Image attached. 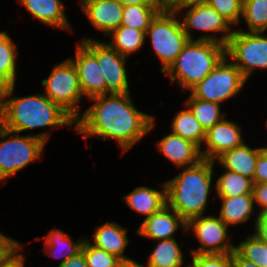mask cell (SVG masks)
Masks as SVG:
<instances>
[{
    "instance_id": "40",
    "label": "cell",
    "mask_w": 267,
    "mask_h": 267,
    "mask_svg": "<svg viewBox=\"0 0 267 267\" xmlns=\"http://www.w3.org/2000/svg\"><path fill=\"white\" fill-rule=\"evenodd\" d=\"M209 0H175L168 8L170 10H183L195 6L208 4Z\"/></svg>"
},
{
    "instance_id": "8",
    "label": "cell",
    "mask_w": 267,
    "mask_h": 267,
    "mask_svg": "<svg viewBox=\"0 0 267 267\" xmlns=\"http://www.w3.org/2000/svg\"><path fill=\"white\" fill-rule=\"evenodd\" d=\"M247 80L235 64L225 56L220 63L195 87L190 90L193 98L223 105L236 98Z\"/></svg>"
},
{
    "instance_id": "4",
    "label": "cell",
    "mask_w": 267,
    "mask_h": 267,
    "mask_svg": "<svg viewBox=\"0 0 267 267\" xmlns=\"http://www.w3.org/2000/svg\"><path fill=\"white\" fill-rule=\"evenodd\" d=\"M226 56V46L217 42L188 40L175 61L163 73L181 91L189 92Z\"/></svg>"
},
{
    "instance_id": "28",
    "label": "cell",
    "mask_w": 267,
    "mask_h": 267,
    "mask_svg": "<svg viewBox=\"0 0 267 267\" xmlns=\"http://www.w3.org/2000/svg\"><path fill=\"white\" fill-rule=\"evenodd\" d=\"M218 165L223 172L215 180V195L217 197L231 198L240 194H253V182L250 178L224 169L219 163Z\"/></svg>"
},
{
    "instance_id": "17",
    "label": "cell",
    "mask_w": 267,
    "mask_h": 267,
    "mask_svg": "<svg viewBox=\"0 0 267 267\" xmlns=\"http://www.w3.org/2000/svg\"><path fill=\"white\" fill-rule=\"evenodd\" d=\"M156 148L176 168L190 167L203 159L201 150L196 144L171 131L156 141Z\"/></svg>"
},
{
    "instance_id": "39",
    "label": "cell",
    "mask_w": 267,
    "mask_h": 267,
    "mask_svg": "<svg viewBox=\"0 0 267 267\" xmlns=\"http://www.w3.org/2000/svg\"><path fill=\"white\" fill-rule=\"evenodd\" d=\"M24 246V244H21L0 263V267H24L26 264V256L23 254Z\"/></svg>"
},
{
    "instance_id": "22",
    "label": "cell",
    "mask_w": 267,
    "mask_h": 267,
    "mask_svg": "<svg viewBox=\"0 0 267 267\" xmlns=\"http://www.w3.org/2000/svg\"><path fill=\"white\" fill-rule=\"evenodd\" d=\"M262 147L252 148L246 141L239 147L225 151L215 163H219L224 169L238 173L253 181L256 164Z\"/></svg>"
},
{
    "instance_id": "18",
    "label": "cell",
    "mask_w": 267,
    "mask_h": 267,
    "mask_svg": "<svg viewBox=\"0 0 267 267\" xmlns=\"http://www.w3.org/2000/svg\"><path fill=\"white\" fill-rule=\"evenodd\" d=\"M128 232L127 227L120 225L116 221H106L96 226L92 238L86 236V239L89 240L92 245L116 256L121 261H125L132 259L125 255V250L130 243Z\"/></svg>"
},
{
    "instance_id": "31",
    "label": "cell",
    "mask_w": 267,
    "mask_h": 267,
    "mask_svg": "<svg viewBox=\"0 0 267 267\" xmlns=\"http://www.w3.org/2000/svg\"><path fill=\"white\" fill-rule=\"evenodd\" d=\"M242 21L246 23L247 30L237 27L243 32L267 31V0H243Z\"/></svg>"
},
{
    "instance_id": "29",
    "label": "cell",
    "mask_w": 267,
    "mask_h": 267,
    "mask_svg": "<svg viewBox=\"0 0 267 267\" xmlns=\"http://www.w3.org/2000/svg\"><path fill=\"white\" fill-rule=\"evenodd\" d=\"M164 8V5H124L121 26L132 27L146 33L151 21Z\"/></svg>"
},
{
    "instance_id": "20",
    "label": "cell",
    "mask_w": 267,
    "mask_h": 267,
    "mask_svg": "<svg viewBox=\"0 0 267 267\" xmlns=\"http://www.w3.org/2000/svg\"><path fill=\"white\" fill-rule=\"evenodd\" d=\"M221 200L220 210L217 213L218 217L224 221L230 228L239 224L249 222L251 216L255 213L254 226L252 227L255 231L256 225L259 221V212L255 207L253 194H240L231 198L218 197Z\"/></svg>"
},
{
    "instance_id": "30",
    "label": "cell",
    "mask_w": 267,
    "mask_h": 267,
    "mask_svg": "<svg viewBox=\"0 0 267 267\" xmlns=\"http://www.w3.org/2000/svg\"><path fill=\"white\" fill-rule=\"evenodd\" d=\"M183 104L191 110L205 131L227 117V114L221 111L222 105L193 98L190 94Z\"/></svg>"
},
{
    "instance_id": "44",
    "label": "cell",
    "mask_w": 267,
    "mask_h": 267,
    "mask_svg": "<svg viewBox=\"0 0 267 267\" xmlns=\"http://www.w3.org/2000/svg\"><path fill=\"white\" fill-rule=\"evenodd\" d=\"M124 5L139 4V5H163L160 0H115Z\"/></svg>"
},
{
    "instance_id": "34",
    "label": "cell",
    "mask_w": 267,
    "mask_h": 267,
    "mask_svg": "<svg viewBox=\"0 0 267 267\" xmlns=\"http://www.w3.org/2000/svg\"><path fill=\"white\" fill-rule=\"evenodd\" d=\"M208 4L233 28L241 24L243 0H209Z\"/></svg>"
},
{
    "instance_id": "38",
    "label": "cell",
    "mask_w": 267,
    "mask_h": 267,
    "mask_svg": "<svg viewBox=\"0 0 267 267\" xmlns=\"http://www.w3.org/2000/svg\"><path fill=\"white\" fill-rule=\"evenodd\" d=\"M22 243L0 231V263L14 252Z\"/></svg>"
},
{
    "instance_id": "15",
    "label": "cell",
    "mask_w": 267,
    "mask_h": 267,
    "mask_svg": "<svg viewBox=\"0 0 267 267\" xmlns=\"http://www.w3.org/2000/svg\"><path fill=\"white\" fill-rule=\"evenodd\" d=\"M186 228L187 222L175 210L165 205L160 211L143 219L136 234L150 241H159L175 238L178 230L188 235Z\"/></svg>"
},
{
    "instance_id": "24",
    "label": "cell",
    "mask_w": 267,
    "mask_h": 267,
    "mask_svg": "<svg viewBox=\"0 0 267 267\" xmlns=\"http://www.w3.org/2000/svg\"><path fill=\"white\" fill-rule=\"evenodd\" d=\"M181 243L175 238L156 241L154 249L147 256L146 267H186Z\"/></svg>"
},
{
    "instance_id": "35",
    "label": "cell",
    "mask_w": 267,
    "mask_h": 267,
    "mask_svg": "<svg viewBox=\"0 0 267 267\" xmlns=\"http://www.w3.org/2000/svg\"><path fill=\"white\" fill-rule=\"evenodd\" d=\"M186 267H233L232 253L227 254H193Z\"/></svg>"
},
{
    "instance_id": "41",
    "label": "cell",
    "mask_w": 267,
    "mask_h": 267,
    "mask_svg": "<svg viewBox=\"0 0 267 267\" xmlns=\"http://www.w3.org/2000/svg\"><path fill=\"white\" fill-rule=\"evenodd\" d=\"M57 267H87L86 258L81 251L77 255L68 258L64 263Z\"/></svg>"
},
{
    "instance_id": "2",
    "label": "cell",
    "mask_w": 267,
    "mask_h": 267,
    "mask_svg": "<svg viewBox=\"0 0 267 267\" xmlns=\"http://www.w3.org/2000/svg\"><path fill=\"white\" fill-rule=\"evenodd\" d=\"M15 87L16 85H12L3 89L0 101L1 126L21 134L28 132V135H34L46 144L50 140L52 129L66 126L67 129L74 127L75 130V120L43 92L19 96L14 94ZM40 128L48 130L36 134L29 132Z\"/></svg>"
},
{
    "instance_id": "25",
    "label": "cell",
    "mask_w": 267,
    "mask_h": 267,
    "mask_svg": "<svg viewBox=\"0 0 267 267\" xmlns=\"http://www.w3.org/2000/svg\"><path fill=\"white\" fill-rule=\"evenodd\" d=\"M18 46L7 31H0V85L5 88L16 85Z\"/></svg>"
},
{
    "instance_id": "5",
    "label": "cell",
    "mask_w": 267,
    "mask_h": 267,
    "mask_svg": "<svg viewBox=\"0 0 267 267\" xmlns=\"http://www.w3.org/2000/svg\"><path fill=\"white\" fill-rule=\"evenodd\" d=\"M46 143L34 135L8 130L0 125V182L18 176V172L43 157Z\"/></svg>"
},
{
    "instance_id": "12",
    "label": "cell",
    "mask_w": 267,
    "mask_h": 267,
    "mask_svg": "<svg viewBox=\"0 0 267 267\" xmlns=\"http://www.w3.org/2000/svg\"><path fill=\"white\" fill-rule=\"evenodd\" d=\"M229 226L217 214L202 215L187 222V233H193V238L200 243V247L191 249L193 254H227L235 250L231 242Z\"/></svg>"
},
{
    "instance_id": "42",
    "label": "cell",
    "mask_w": 267,
    "mask_h": 267,
    "mask_svg": "<svg viewBox=\"0 0 267 267\" xmlns=\"http://www.w3.org/2000/svg\"><path fill=\"white\" fill-rule=\"evenodd\" d=\"M255 232L264 242L267 243V212L260 215Z\"/></svg>"
},
{
    "instance_id": "7",
    "label": "cell",
    "mask_w": 267,
    "mask_h": 267,
    "mask_svg": "<svg viewBox=\"0 0 267 267\" xmlns=\"http://www.w3.org/2000/svg\"><path fill=\"white\" fill-rule=\"evenodd\" d=\"M54 65L49 76L41 81L42 92L76 121L81 116L83 108L79 104L84 99L78 72L70 58Z\"/></svg>"
},
{
    "instance_id": "3",
    "label": "cell",
    "mask_w": 267,
    "mask_h": 267,
    "mask_svg": "<svg viewBox=\"0 0 267 267\" xmlns=\"http://www.w3.org/2000/svg\"><path fill=\"white\" fill-rule=\"evenodd\" d=\"M215 166V161L202 159L196 165L179 168L175 177L165 181L167 205L186 222L205 215L210 196L216 190Z\"/></svg>"
},
{
    "instance_id": "9",
    "label": "cell",
    "mask_w": 267,
    "mask_h": 267,
    "mask_svg": "<svg viewBox=\"0 0 267 267\" xmlns=\"http://www.w3.org/2000/svg\"><path fill=\"white\" fill-rule=\"evenodd\" d=\"M225 46L226 56L247 81L255 70L267 71L266 32H243L234 28Z\"/></svg>"
},
{
    "instance_id": "48",
    "label": "cell",
    "mask_w": 267,
    "mask_h": 267,
    "mask_svg": "<svg viewBox=\"0 0 267 267\" xmlns=\"http://www.w3.org/2000/svg\"><path fill=\"white\" fill-rule=\"evenodd\" d=\"M265 126H266V129H267V118H266V120H265Z\"/></svg>"
},
{
    "instance_id": "14",
    "label": "cell",
    "mask_w": 267,
    "mask_h": 267,
    "mask_svg": "<svg viewBox=\"0 0 267 267\" xmlns=\"http://www.w3.org/2000/svg\"><path fill=\"white\" fill-rule=\"evenodd\" d=\"M75 57H69L76 67L85 100L106 94V81L101 75L96 56L81 42H76Z\"/></svg>"
},
{
    "instance_id": "45",
    "label": "cell",
    "mask_w": 267,
    "mask_h": 267,
    "mask_svg": "<svg viewBox=\"0 0 267 267\" xmlns=\"http://www.w3.org/2000/svg\"><path fill=\"white\" fill-rule=\"evenodd\" d=\"M118 267H146V265H143L134 259H130V260L121 261L118 264Z\"/></svg>"
},
{
    "instance_id": "27",
    "label": "cell",
    "mask_w": 267,
    "mask_h": 267,
    "mask_svg": "<svg viewBox=\"0 0 267 267\" xmlns=\"http://www.w3.org/2000/svg\"><path fill=\"white\" fill-rule=\"evenodd\" d=\"M107 37L111 41H106L119 54L129 58L131 54L139 52L145 47V32L132 27L120 26L113 30Z\"/></svg>"
},
{
    "instance_id": "23",
    "label": "cell",
    "mask_w": 267,
    "mask_h": 267,
    "mask_svg": "<svg viewBox=\"0 0 267 267\" xmlns=\"http://www.w3.org/2000/svg\"><path fill=\"white\" fill-rule=\"evenodd\" d=\"M85 236H80L77 241H73L71 236L59 228H53L44 236L43 252L55 258L60 259V264L64 263L68 258L77 255L82 250Z\"/></svg>"
},
{
    "instance_id": "36",
    "label": "cell",
    "mask_w": 267,
    "mask_h": 267,
    "mask_svg": "<svg viewBox=\"0 0 267 267\" xmlns=\"http://www.w3.org/2000/svg\"><path fill=\"white\" fill-rule=\"evenodd\" d=\"M252 193L259 215L267 212V183H253Z\"/></svg>"
},
{
    "instance_id": "32",
    "label": "cell",
    "mask_w": 267,
    "mask_h": 267,
    "mask_svg": "<svg viewBox=\"0 0 267 267\" xmlns=\"http://www.w3.org/2000/svg\"><path fill=\"white\" fill-rule=\"evenodd\" d=\"M254 232V233H253ZM244 240L235 244V251L244 259L259 267H267V243L253 231Z\"/></svg>"
},
{
    "instance_id": "26",
    "label": "cell",
    "mask_w": 267,
    "mask_h": 267,
    "mask_svg": "<svg viewBox=\"0 0 267 267\" xmlns=\"http://www.w3.org/2000/svg\"><path fill=\"white\" fill-rule=\"evenodd\" d=\"M184 109L175 113L171 120V132L196 144L200 149L205 139V130L191 110L183 104Z\"/></svg>"
},
{
    "instance_id": "1",
    "label": "cell",
    "mask_w": 267,
    "mask_h": 267,
    "mask_svg": "<svg viewBox=\"0 0 267 267\" xmlns=\"http://www.w3.org/2000/svg\"><path fill=\"white\" fill-rule=\"evenodd\" d=\"M92 101L75 121V132L83 140L96 137L114 140L127 153L155 129V115L140 111L129 93H110L88 99Z\"/></svg>"
},
{
    "instance_id": "21",
    "label": "cell",
    "mask_w": 267,
    "mask_h": 267,
    "mask_svg": "<svg viewBox=\"0 0 267 267\" xmlns=\"http://www.w3.org/2000/svg\"><path fill=\"white\" fill-rule=\"evenodd\" d=\"M159 185L161 189L137 186L130 193L124 194L123 199L129 209L146 219L167 205L165 181Z\"/></svg>"
},
{
    "instance_id": "16",
    "label": "cell",
    "mask_w": 267,
    "mask_h": 267,
    "mask_svg": "<svg viewBox=\"0 0 267 267\" xmlns=\"http://www.w3.org/2000/svg\"><path fill=\"white\" fill-rule=\"evenodd\" d=\"M80 10L97 32L107 37L119 28L123 18V5L115 0H79Z\"/></svg>"
},
{
    "instance_id": "10",
    "label": "cell",
    "mask_w": 267,
    "mask_h": 267,
    "mask_svg": "<svg viewBox=\"0 0 267 267\" xmlns=\"http://www.w3.org/2000/svg\"><path fill=\"white\" fill-rule=\"evenodd\" d=\"M171 11L179 15L189 40L210 41L226 45L232 36L234 28L209 4ZM192 30L202 31L201 33L204 34L195 38Z\"/></svg>"
},
{
    "instance_id": "43",
    "label": "cell",
    "mask_w": 267,
    "mask_h": 267,
    "mask_svg": "<svg viewBox=\"0 0 267 267\" xmlns=\"http://www.w3.org/2000/svg\"><path fill=\"white\" fill-rule=\"evenodd\" d=\"M233 267H259L253 262L242 258L235 250L232 252Z\"/></svg>"
},
{
    "instance_id": "46",
    "label": "cell",
    "mask_w": 267,
    "mask_h": 267,
    "mask_svg": "<svg viewBox=\"0 0 267 267\" xmlns=\"http://www.w3.org/2000/svg\"><path fill=\"white\" fill-rule=\"evenodd\" d=\"M175 0H160L164 7H169Z\"/></svg>"
},
{
    "instance_id": "6",
    "label": "cell",
    "mask_w": 267,
    "mask_h": 267,
    "mask_svg": "<svg viewBox=\"0 0 267 267\" xmlns=\"http://www.w3.org/2000/svg\"><path fill=\"white\" fill-rule=\"evenodd\" d=\"M145 38L146 41L149 38L152 50L160 61L162 74L175 61L189 40L179 15L168 7L160 11L151 21Z\"/></svg>"
},
{
    "instance_id": "33",
    "label": "cell",
    "mask_w": 267,
    "mask_h": 267,
    "mask_svg": "<svg viewBox=\"0 0 267 267\" xmlns=\"http://www.w3.org/2000/svg\"><path fill=\"white\" fill-rule=\"evenodd\" d=\"M81 251L86 258L87 267H118L121 262L119 258L92 245L87 239H85Z\"/></svg>"
},
{
    "instance_id": "11",
    "label": "cell",
    "mask_w": 267,
    "mask_h": 267,
    "mask_svg": "<svg viewBox=\"0 0 267 267\" xmlns=\"http://www.w3.org/2000/svg\"><path fill=\"white\" fill-rule=\"evenodd\" d=\"M81 41L95 56L106 81V94L129 93L128 58L119 54L106 41L83 37Z\"/></svg>"
},
{
    "instance_id": "37",
    "label": "cell",
    "mask_w": 267,
    "mask_h": 267,
    "mask_svg": "<svg viewBox=\"0 0 267 267\" xmlns=\"http://www.w3.org/2000/svg\"><path fill=\"white\" fill-rule=\"evenodd\" d=\"M253 183H267V146H263L256 164Z\"/></svg>"
},
{
    "instance_id": "19",
    "label": "cell",
    "mask_w": 267,
    "mask_h": 267,
    "mask_svg": "<svg viewBox=\"0 0 267 267\" xmlns=\"http://www.w3.org/2000/svg\"><path fill=\"white\" fill-rule=\"evenodd\" d=\"M18 3L33 19L52 28L72 32L73 27L69 23L62 0H18Z\"/></svg>"
},
{
    "instance_id": "47",
    "label": "cell",
    "mask_w": 267,
    "mask_h": 267,
    "mask_svg": "<svg viewBox=\"0 0 267 267\" xmlns=\"http://www.w3.org/2000/svg\"><path fill=\"white\" fill-rule=\"evenodd\" d=\"M3 87L0 85V101H1V96H2V94H3Z\"/></svg>"
},
{
    "instance_id": "13",
    "label": "cell",
    "mask_w": 267,
    "mask_h": 267,
    "mask_svg": "<svg viewBox=\"0 0 267 267\" xmlns=\"http://www.w3.org/2000/svg\"><path fill=\"white\" fill-rule=\"evenodd\" d=\"M242 127L234 120L226 117L205 132V139L201 147L203 159L215 161L225 151L241 146L245 139Z\"/></svg>"
}]
</instances>
